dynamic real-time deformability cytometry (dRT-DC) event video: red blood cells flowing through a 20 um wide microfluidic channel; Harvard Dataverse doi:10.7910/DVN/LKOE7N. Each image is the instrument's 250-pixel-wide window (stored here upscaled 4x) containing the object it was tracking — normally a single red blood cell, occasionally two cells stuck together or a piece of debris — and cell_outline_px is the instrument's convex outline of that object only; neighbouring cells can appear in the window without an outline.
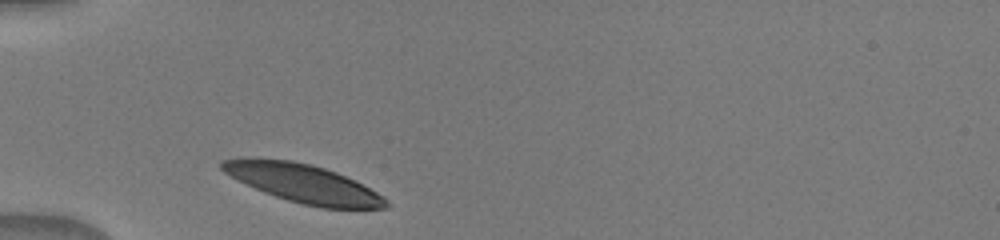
{"species": "human", "species_latin": "Homo sapiens", "temperature_condition": "warm", "stored_images_in_passage": 2, "camera_frame_rate_fps": 3000, "um_per_image_px": 0.085, "donor": {"sex": "male"}, "frame": {"image": 1, "passage_image": 1, "time_ms": 0.0, "image_size_px": [1000, 240], "cell_outline_px": [[392, 204], [388, 208], [324, 208], [304, 204], [288, 200], [264, 192], [224, 172], [220, 168], [220, 160], [240, 156], [252, 156], [292, 160], [312, 164], [336, 172], [384, 196]], "centroid_in_image_um": [25.73, 15.55], "position_along_channel_um": 59.3, "area_um2": 36.82}}